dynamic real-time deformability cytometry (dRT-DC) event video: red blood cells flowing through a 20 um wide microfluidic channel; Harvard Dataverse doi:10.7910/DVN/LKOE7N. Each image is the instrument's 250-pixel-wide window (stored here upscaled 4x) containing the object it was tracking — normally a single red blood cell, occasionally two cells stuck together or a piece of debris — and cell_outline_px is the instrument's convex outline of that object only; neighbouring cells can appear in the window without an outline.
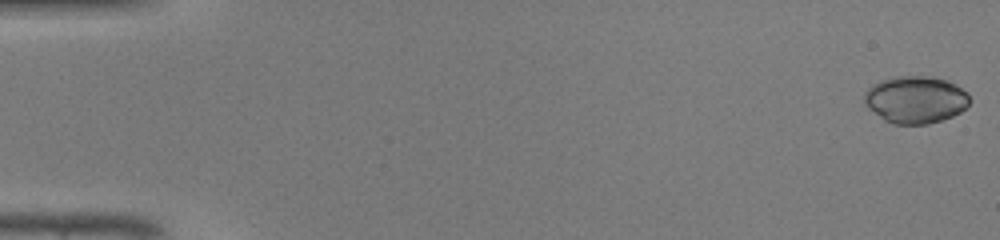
{"species": "common noctule bat (a hibernating species)", "species_latin": "Nyctalus noctula", "temperature_condition": "warm", "stored_images_in_passage": 47, "camera_frame_rate_fps": 3000, "um_per_image_px": 0.085, "animal": {"sex": "male", "body_mass_g": 19.0, "forearm_length_mm": 50.8}, "frame": {"image": 1, "passage_image": 1, "time_ms": 0.0, "image_size_px": [1000, 240], "cell_outline_px": [[972, 100], [960, 112], [952, 116], [928, 124], [892, 124], [884, 120], [868, 108], [864, 104], [864, 92], [872, 84], [880, 80], [896, 76], [928, 76], [944, 80], [968, 92]], "centroid_in_image_um": [77.79, 8.47], "position_along_channel_um": 7.2, "area_um2": 29.02}}
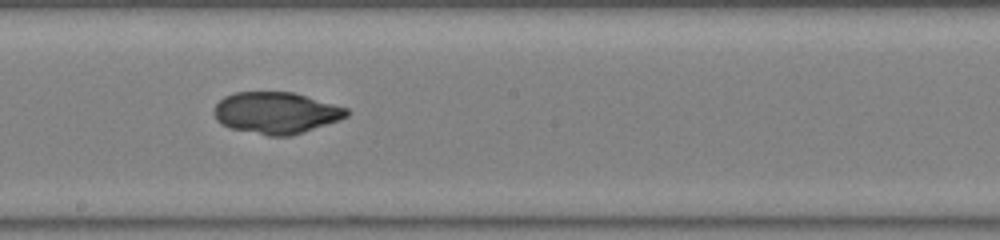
{"frame": {"image": 2, "passage_image": 27, "time_ms": 8.667, "image_size_px": [1000, 240], "cell_outline_px": [[348, 116], [340, 120], [292, 136], [268, 136], [228, 128], [220, 124], [216, 120], [212, 112], [216, 104], [224, 96], [236, 92], [292, 92], [348, 108]], "centroid_in_image_um": [23.43, 9.6], "position_along_channel_um": 224.8, "area_um2": 32.37}}
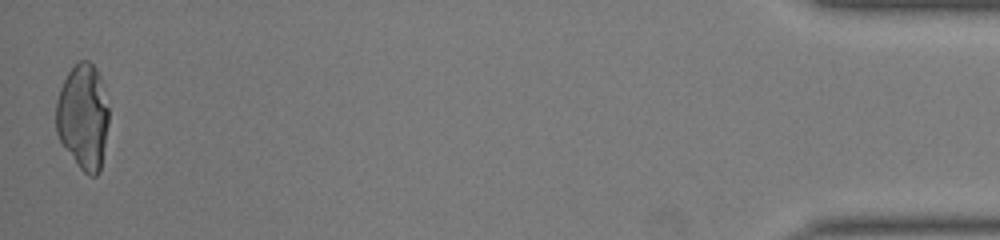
{"frame": {"image": 3, "passage_image": 47, "time_ms": 15.333, "image_size_px": [1000, 240], "cell_outline_px": [[108, 124], [100, 172], [96, 176], [88, 176], [80, 168], [60, 140], [56, 132], [56, 100], [60, 88], [68, 72], [80, 60], [88, 60], [96, 68], [100, 76], [108, 108]], "centroid_in_image_um": [7.06, 9.92], "position_along_channel_um": 428.1, "area_um2": 32.25}}